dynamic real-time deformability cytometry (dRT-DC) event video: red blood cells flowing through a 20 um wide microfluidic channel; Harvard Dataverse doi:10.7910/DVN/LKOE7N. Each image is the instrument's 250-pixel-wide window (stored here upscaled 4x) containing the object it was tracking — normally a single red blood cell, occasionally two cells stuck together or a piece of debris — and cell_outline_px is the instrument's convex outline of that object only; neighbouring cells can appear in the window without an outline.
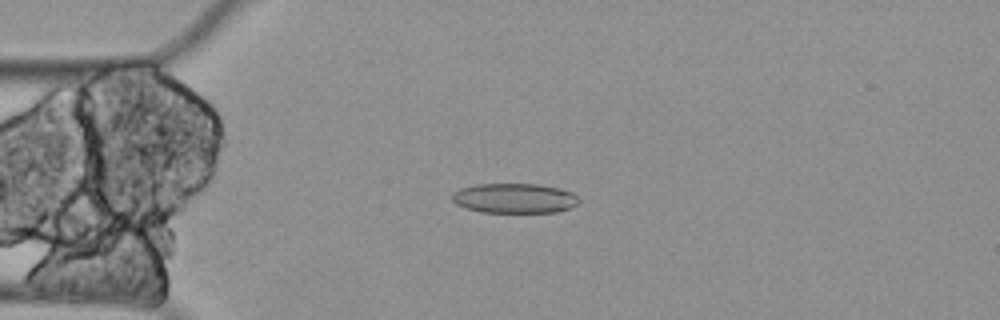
{"species": "Egyptian fruit bat (a non-hibernating species)", "species_latin": "Rousettus aegyptiacus", "temperature_condition": "cold", "stored_images_in_passage": 5, "camera_frame_rate_fps": 3000, "um_per_image_px": 0.085, "animal": {"sex": "female"}, "frame": {"image": 1, "passage_image": 4, "time_ms": 1.0, "image_size_px": [1000, 320], "cell_outline_px": [[580, 200], [576, 204], [568, 208], [556, 212], [480, 212], [464, 208], [456, 204], [452, 200], [452, 192], [460, 188], [476, 184], [540, 184], [560, 188], [572, 192]], "centroid_in_image_um": [43.69, 16.84], "position_along_channel_um": 41.3, "area_um2": 22.14}}